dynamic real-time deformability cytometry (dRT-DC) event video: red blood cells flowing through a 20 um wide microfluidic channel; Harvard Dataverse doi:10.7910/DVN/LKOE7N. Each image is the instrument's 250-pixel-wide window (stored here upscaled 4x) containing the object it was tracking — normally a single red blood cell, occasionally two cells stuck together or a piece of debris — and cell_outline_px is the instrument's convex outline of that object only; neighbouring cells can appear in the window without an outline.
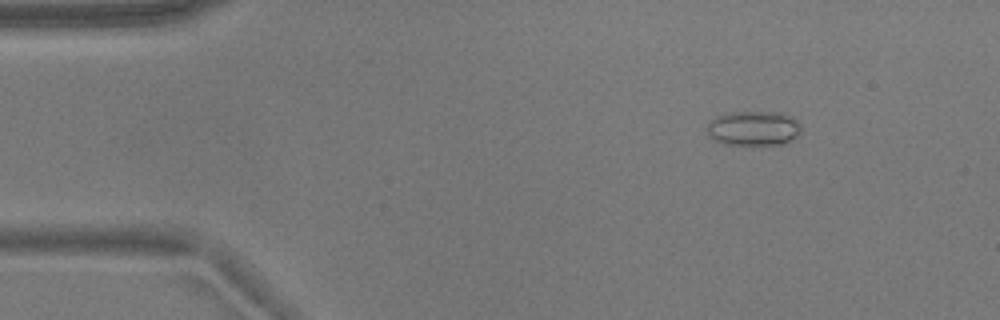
{"species": "common noctule bat (a hibernating species)", "species_latin": "Nyctalus noctula", "temperature_condition": "warm", "stored_images_in_passage": 46, "camera_frame_rate_fps": 3000, "um_per_image_px": 0.085, "animal": {"sex": "male", "body_mass_g": 17.9}, "frame": {"image": 1, "passage_image": 1, "time_ms": 0.0, "image_size_px": [1000, 320], "cell_outline_px": [[800, 132], [796, 136], [784, 144], [724, 144], [708, 136], [708, 124], [716, 116], [728, 112], [780, 112], [792, 116], [800, 124]], "centroid_in_image_um": [64.06, 10.89], "position_along_channel_um": 20.9, "area_um2": 18.9}}
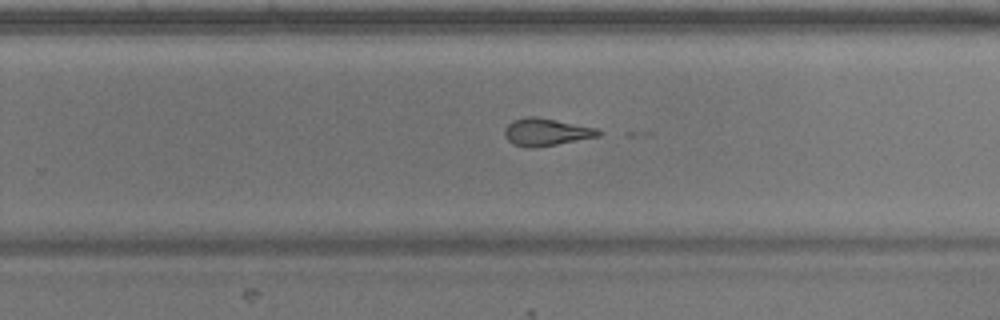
{"frame": {"image": 2, "passage_image": 28, "time_ms": 9.0, "image_size_px": [1000, 320], "cell_outline_px": [[604, 132], [600, 136], [536, 148], [528, 148], [512, 144], [504, 136], [504, 128], [512, 120], [528, 116], [532, 116], [556, 120], [596, 128]], "centroid_in_image_um": [46.4, 11.23], "position_along_channel_um": 283.4, "area_um2": 15.09}}
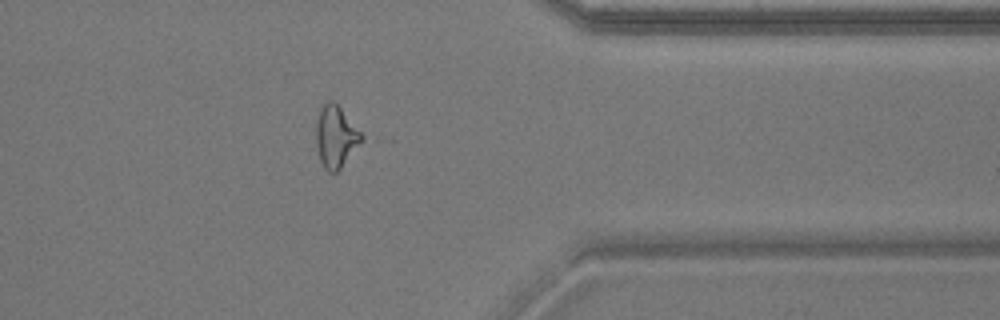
{"frame": {"image": 3, "passage_image": 37, "time_ms": 12.0, "image_size_px": [1000, 320], "cell_outline_px": [[368, 136], [340, 168], [336, 172], [328, 172], [324, 168], [320, 160], [316, 144], [316, 120], [320, 108], [328, 100], [332, 100]], "centroid_in_image_um": [28.59, 11.61], "position_along_channel_um": 382.8, "area_um2": 16.76}}